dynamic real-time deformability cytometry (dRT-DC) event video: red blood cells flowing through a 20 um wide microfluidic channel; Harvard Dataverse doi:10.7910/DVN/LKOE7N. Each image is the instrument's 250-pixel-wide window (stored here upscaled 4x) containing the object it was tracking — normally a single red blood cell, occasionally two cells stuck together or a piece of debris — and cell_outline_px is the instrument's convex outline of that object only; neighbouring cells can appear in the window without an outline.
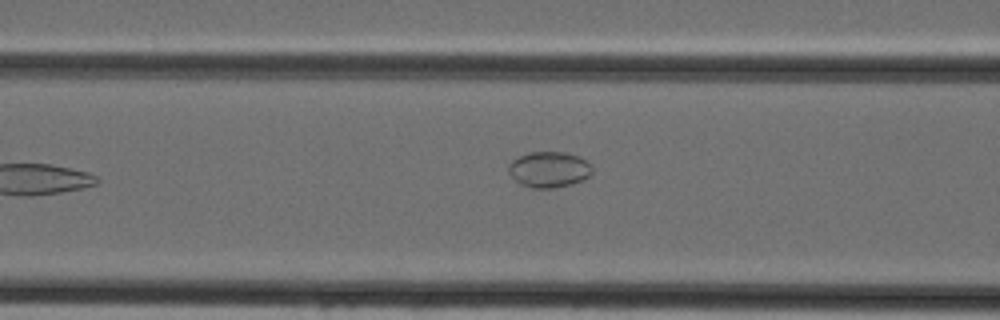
{"species": "Egyptian fruit bat (a non-hibernating species)", "species_latin": "Rousettus aegyptiacus", "temperature_condition": "cold", "stored_images_in_passage": 19, "camera_frame_rate_fps": 3000, "um_per_image_px": 0.085, "animal": {"sex": "female"}, "frame": {"image": 1, "passage_image": 4, "time_ms": 1.0, "image_size_px": [1000, 320], "cell_outline_px": [[592, 172], [588, 176], [572, 184], [552, 188], [532, 188], [520, 184], [508, 172], [508, 164], [512, 160], [528, 152], [564, 152], [576, 156], [592, 164]], "centroid_in_image_um": [46.64, 14.41], "position_along_channel_um": 120.0, "area_um2": 17.34}}
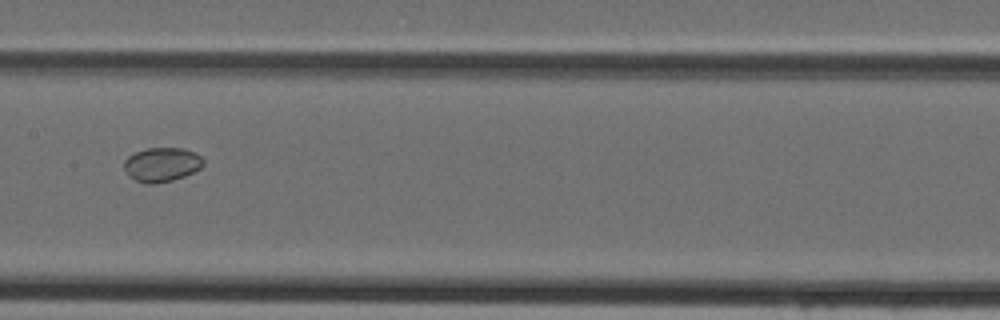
{"frame": {"image": 2, "passage_image": 9, "time_ms": 2.667, "image_size_px": [1000, 320], "cell_outline_px": [[204, 164], [200, 168], [184, 176], [172, 180], [152, 184], [144, 184], [128, 176], [124, 168], [124, 160], [128, 156], [136, 152], [148, 148], [184, 148], [196, 152], [204, 160]], "centroid_in_image_um": [13.75, 13.98], "position_along_channel_um": 193.7, "area_um2": 15.84}}